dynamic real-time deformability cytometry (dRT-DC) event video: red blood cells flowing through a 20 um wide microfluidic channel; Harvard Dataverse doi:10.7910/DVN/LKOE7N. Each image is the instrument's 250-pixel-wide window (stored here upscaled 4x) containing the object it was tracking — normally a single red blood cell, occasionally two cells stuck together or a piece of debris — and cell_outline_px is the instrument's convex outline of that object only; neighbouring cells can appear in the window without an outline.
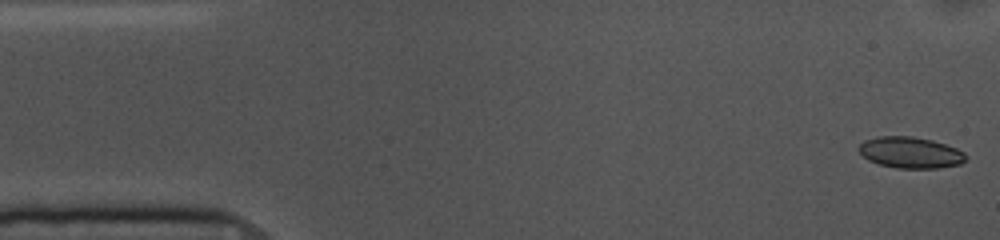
{"species": "common noctule bat (a hibernating species)", "species_latin": "Nyctalus noctula", "temperature_condition": "cold", "stored_images_in_passage": 53, "camera_frame_rate_fps": 3000, "um_per_image_px": 0.085, "animal": {"sex": "female", "body_mass_g": 10.0, "forearm_length_mm": 53.1}, "frame": {"image": 1, "passage_image": 1, "time_ms": 0.0, "image_size_px": [1000, 240], "cell_outline_px": [[968, 156], [960, 164], [940, 168], [896, 168], [880, 164], [868, 160], [856, 148], [864, 140], [880, 136], [912, 136], [932, 140], [956, 148], [964, 152]], "centroid_in_image_um": [77.38, 12.96], "position_along_channel_um": 7.6, "area_um2": 19.48}}
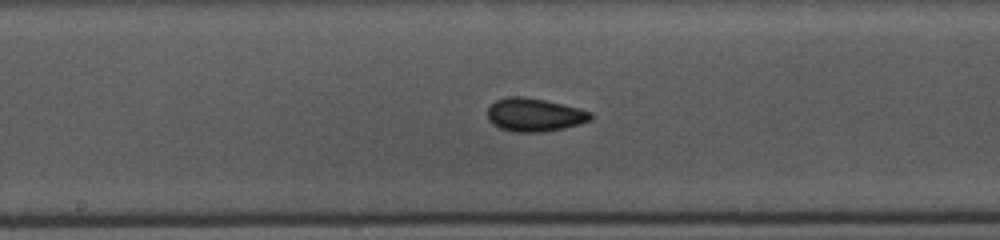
{"frame": {"image": 2, "passage_image": 26, "time_ms": 8.333, "image_size_px": [1000, 240], "cell_outline_px": [[592, 120], [580, 124], [564, 128], [540, 132], [516, 132], [500, 128], [492, 124], [488, 120], [488, 108], [496, 100], [508, 96], [524, 96], [544, 100], [580, 108], [592, 112]], "centroid_in_image_um": [45.44, 9.76], "position_along_channel_um": 202.8, "area_um2": 20.06}}
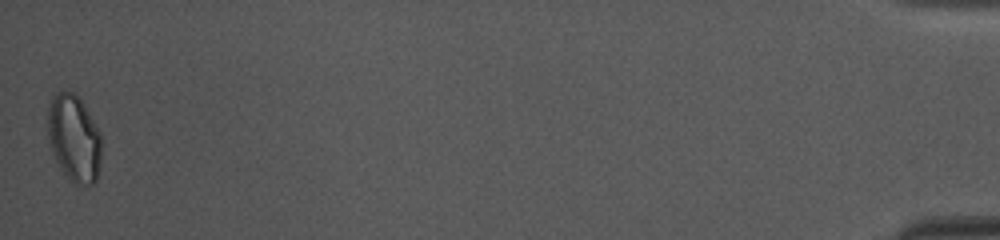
{"frame": {"image": 3, "passage_image": 53, "time_ms": 17.333, "image_size_px": [1000, 240], "cell_outline_px": [[100, 168], [96, 180], [92, 184], [72, 184], [56, 160], [52, 152], [48, 140], [48, 108], [52, 96], [56, 92], [72, 92], [84, 104], [100, 132]], "centroid_in_image_um": [6.29, 11.76], "position_along_channel_um": 428.9, "area_um2": 27.05}, "authors_computed_cell_mechanics": {"area_um2": 19.4786, "velocity_mm_per_s": 3.64, "shape_relaxation_time_tau1_ms": 4.6843, "shape_relaxation_time_tau2_ms": 1.7958, "deformation_change_tau1": 0.086, "deformation_change_tau2": 0.0602}}